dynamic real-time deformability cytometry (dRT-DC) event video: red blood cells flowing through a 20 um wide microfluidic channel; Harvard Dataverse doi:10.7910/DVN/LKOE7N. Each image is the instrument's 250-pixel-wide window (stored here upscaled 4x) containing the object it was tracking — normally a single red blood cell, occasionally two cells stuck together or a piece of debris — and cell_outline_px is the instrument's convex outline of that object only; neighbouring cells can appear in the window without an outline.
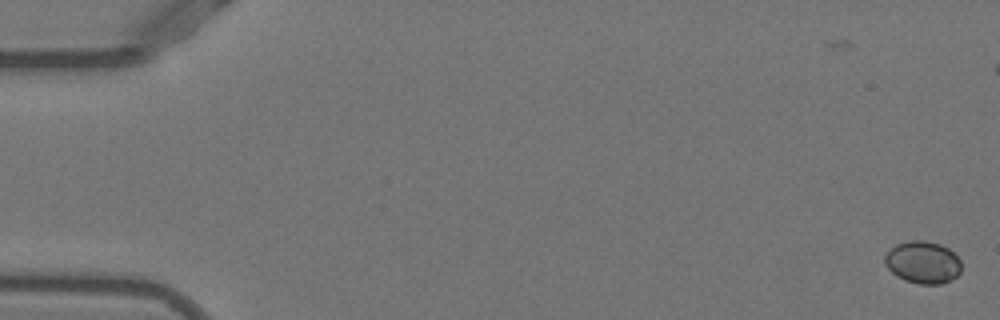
{"species": "Egyptian fruit bat (a non-hibernating species)", "species_latin": "Rousettus aegyptiacus", "temperature_condition": "warm", "stored_images_in_passage": 54, "camera_frame_rate_fps": 3000, "um_per_image_px": 0.085, "animal": {"sex": "female"}, "frame": {"image": 1, "passage_image": 1, "time_ms": 0.0, "image_size_px": [1000, 320], "cell_outline_px": [[960, 272], [952, 280], [940, 284], [920, 284], [904, 280], [896, 276], [884, 264], [884, 256], [896, 244], [908, 240], [924, 240], [940, 244], [948, 248], [960, 260]], "centroid_in_image_um": [78.42, 22.3], "position_along_channel_um": 6.6, "area_um2": 18.9}}
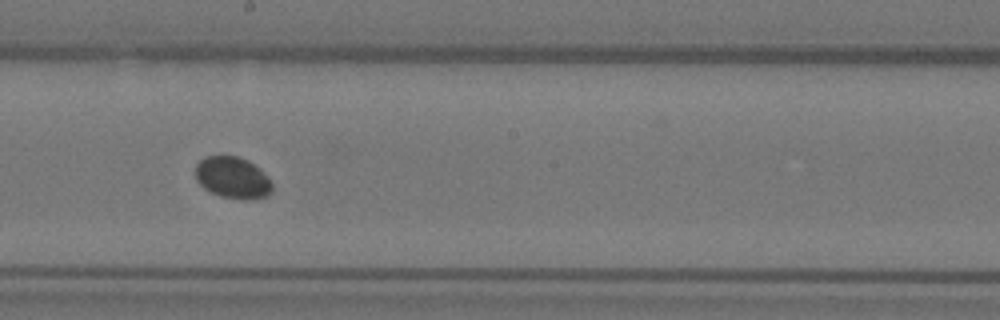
{"frame": {"image": 2, "passage_image": 30, "time_ms": 9.667, "image_size_px": [1000, 320], "cell_outline_px": [[272, 192], [268, 196], [256, 200], [240, 200], [220, 196], [204, 188], [196, 180], [196, 164], [204, 156], [236, 156], [248, 160], [260, 168], [272, 184]], "centroid_in_image_um": [19.8, 15.12], "position_along_channel_um": 228.4, "area_um2": 18.84}}
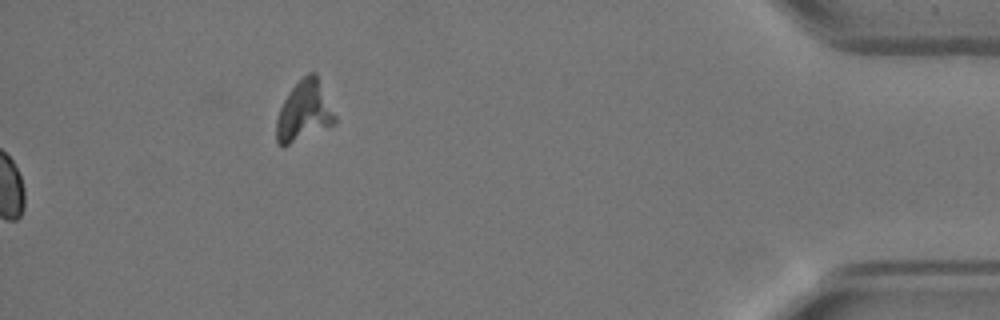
{"frame": {"image": 3, "passage_image": 54, "time_ms": 17.667, "image_size_px": [1000, 320], "cell_outline_px": [[336, 124], [288, 144], [276, 144], [276, 120], [280, 108], [284, 100], [292, 88], [308, 72], [316, 72], [336, 116]], "centroid_in_image_um": [25.86, 9.44], "position_along_channel_um": 409.3, "area_um2": 20.23}, "authors_computed_cell_mechanics": {"area_um2": 18.5538, "velocity_mm_per_s": 3.8821, "shape_relaxation_time_tau1_ms": 0.8193, "shape_relaxation_time_tau2_ms": null, "deformation_change_tau1": 0.0244, "deformation_change_tau2": null}}